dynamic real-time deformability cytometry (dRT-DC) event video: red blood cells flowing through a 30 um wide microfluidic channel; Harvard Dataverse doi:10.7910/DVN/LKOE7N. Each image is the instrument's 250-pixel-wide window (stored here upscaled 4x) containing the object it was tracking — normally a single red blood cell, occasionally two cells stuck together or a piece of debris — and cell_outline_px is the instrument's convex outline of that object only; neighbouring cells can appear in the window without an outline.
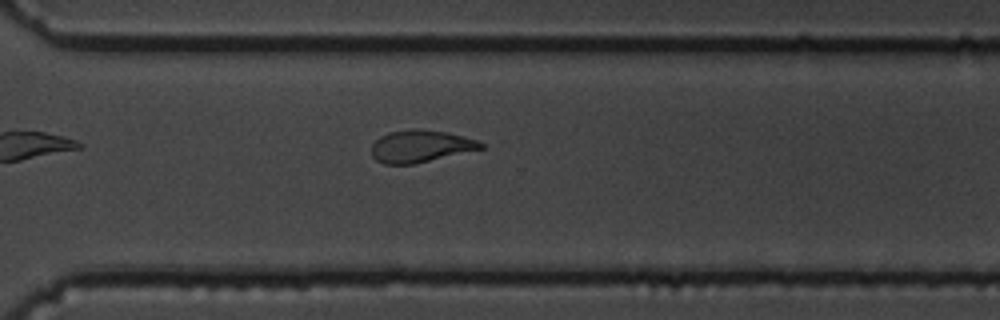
{"species": "common noctule bat (a hibernating species)", "species_latin": "Nyctalus noctula", "temperature_condition": "cold", "stored_images_in_passage": 11, "camera_frame_rate_fps": 3000, "um_per_image_px": 0.085, "animal": {"sex": "male", "body_mass_g": 19.5, "forearm_length_mm": 54.6}, "frame": {"image": 1, "passage_image": 11, "time_ms": 3.333, "image_size_px": [1000, 320], "cell_outline_px": [[484, 148], [416, 164], [384, 164], [376, 160], [372, 156], [372, 144], [380, 136], [388, 132], [416, 128], [448, 132], [480, 140], [484, 144]], "centroid_in_image_um": [35.77, 12.42], "position_along_channel_um": 334.8, "area_um2": 20.75}}